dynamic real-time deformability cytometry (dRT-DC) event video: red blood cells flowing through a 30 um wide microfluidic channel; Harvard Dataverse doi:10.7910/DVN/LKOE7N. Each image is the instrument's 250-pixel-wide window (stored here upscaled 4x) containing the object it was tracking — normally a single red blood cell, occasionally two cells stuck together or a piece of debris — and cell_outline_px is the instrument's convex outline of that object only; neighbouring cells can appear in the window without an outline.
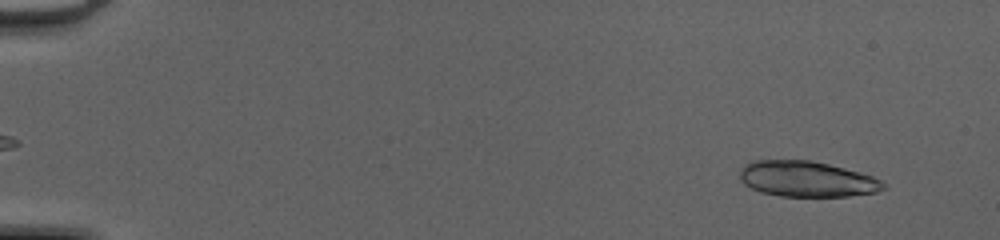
{"species": "common noctule bat (a hibernating species)", "species_latin": "Nyctalus noctula", "temperature_condition": "cold", "stored_images_in_passage": 50, "camera_frame_rate_fps": 3000, "um_per_image_px": 0.085, "animal": {"sex": "female", "body_mass_g": 20.0, "forearm_length_mm": 54.0}, "frame": {"image": 1, "passage_image": 5, "time_ms": 1.333, "image_size_px": [1000, 240], "cell_outline_px": [[884, 188], [876, 192], [848, 196], [780, 196], [760, 192], [744, 184], [740, 176], [740, 172], [748, 164], [760, 160], [808, 160], [828, 164], [872, 176], [880, 180], [884, 184]], "centroid_in_image_um": [68.58, 15.23], "position_along_channel_um": 16.4, "area_um2": 29.25}}
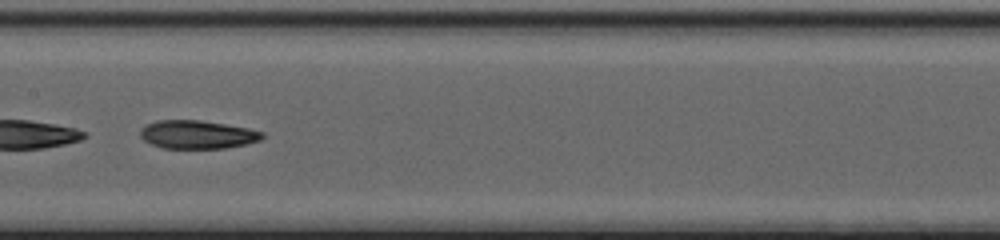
{"frame": {"image": 2, "passage_image": 28, "time_ms": 9.0, "image_size_px": [1000, 240], "cell_outline_px": [[264, 136], [260, 140], [244, 144], [224, 148], [164, 148], [152, 144], [144, 140], [140, 136], [140, 128], [156, 120], [200, 120], [248, 128], [264, 132]], "centroid_in_image_um": [16.76, 11.43], "position_along_channel_um": 190.6, "area_um2": 20.0}}
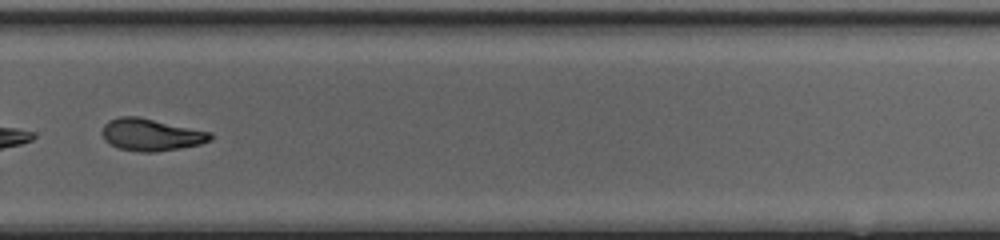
{"frame": {"image": 3, "passage_image": 37, "time_ms": 12.0, "image_size_px": [1000, 240], "cell_outline_px": [[212, 140], [200, 144], [180, 148], [156, 152], [140, 152], [120, 148], [104, 140], [104, 124], [108, 120], [120, 116], [140, 116], [212, 132]], "centroid_in_image_um": [12.88, 11.44], "position_along_channel_um": 316.9, "area_um2": 20.29}, "authors_computed_cell_mechanics": {"area_um2": 28.7844, "velocity_mm_per_s": 4.2288, "shape_relaxation_time_tau1_ms": null, "shape_relaxation_time_tau2_ms": 2.1102, "deformation_change_tau1": null, "deformation_change_tau2": 0.0923}}